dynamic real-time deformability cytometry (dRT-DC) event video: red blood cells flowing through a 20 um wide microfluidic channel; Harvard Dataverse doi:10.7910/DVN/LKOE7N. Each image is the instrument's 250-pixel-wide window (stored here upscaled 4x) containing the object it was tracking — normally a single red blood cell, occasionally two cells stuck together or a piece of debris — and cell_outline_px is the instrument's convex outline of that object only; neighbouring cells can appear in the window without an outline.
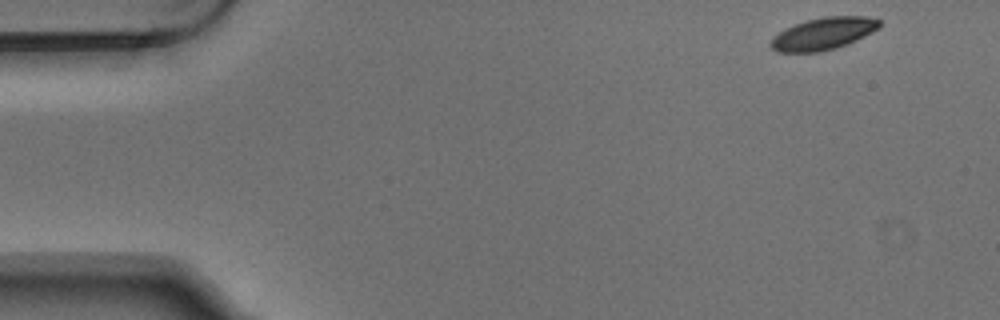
{"species": "Egyptian fruit bat (a non-hibernating species)", "species_latin": "Rousettus aegyptiacus", "temperature_condition": "warm", "stored_images_in_passage": 5, "camera_frame_rate_fps": 3000, "um_per_image_px": 0.085, "animal": {"sex": "male"}, "frame": {"image": 1, "passage_image": 1, "time_ms": 0.0, "image_size_px": [1000, 320], "cell_outline_px": [[880, 28], [848, 44], [836, 48], [820, 52], [776, 52], [768, 44], [772, 36], [796, 24], [808, 20], [824, 16], [868, 16], [880, 20]], "centroid_in_image_um": [69.99, 2.87], "position_along_channel_um": 15.0, "area_um2": 20.4}}
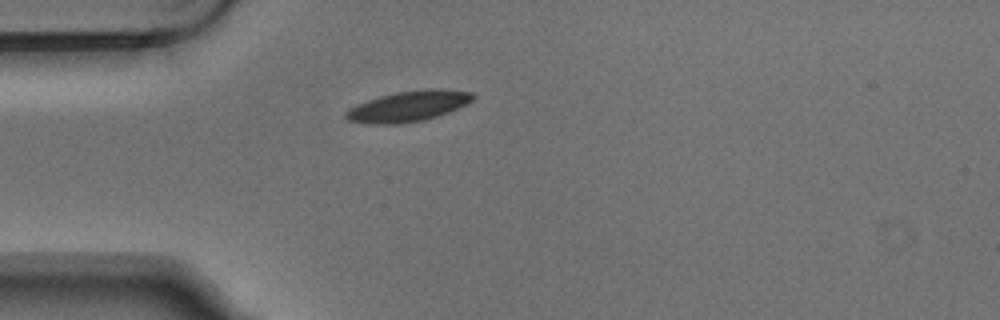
{"frame": {"image": 2, "passage_image": 4, "time_ms": 1.0, "image_size_px": [1000, 320], "cell_outline_px": [[476, 96], [472, 100], [448, 112], [424, 120], [396, 124], [372, 124], [348, 120], [344, 116], [344, 112], [356, 104], [380, 96], [396, 92], [428, 88], [440, 88], [472, 92]], "centroid_in_image_um": [34.69, 9.02], "position_along_channel_um": 50.3, "area_um2": 22.54}}